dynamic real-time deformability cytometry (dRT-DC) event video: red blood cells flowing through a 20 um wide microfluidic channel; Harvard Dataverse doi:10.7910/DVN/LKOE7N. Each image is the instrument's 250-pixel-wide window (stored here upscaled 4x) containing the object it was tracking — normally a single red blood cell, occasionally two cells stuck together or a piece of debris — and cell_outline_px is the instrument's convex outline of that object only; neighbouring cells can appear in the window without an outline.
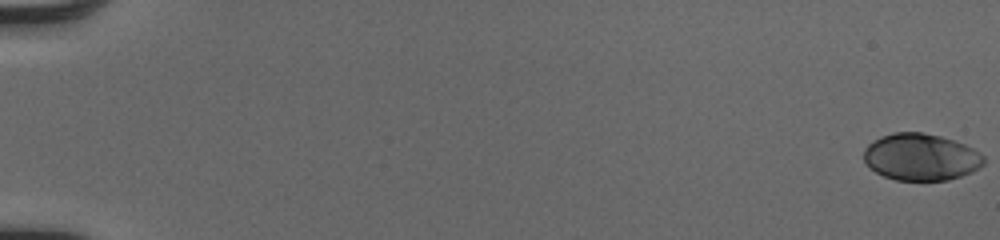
{"species": "human", "species_latin": "Homo sapiens", "temperature_condition": "cold", "stored_images_in_passage": 53, "camera_frame_rate_fps": 3000, "um_per_image_px": 0.085, "donor": {"sex": "male"}, "frame": {"image": 1, "passage_image": 1, "time_ms": 0.0, "image_size_px": [1000, 240], "cell_outline_px": [[984, 164], [980, 168], [972, 172], [948, 180], [896, 180], [884, 176], [876, 172], [864, 160], [864, 148], [868, 144], [880, 136], [892, 132], [924, 132], [940, 136], [964, 144], [980, 152], [984, 156]], "centroid_in_image_um": [78.29, 13.34], "position_along_channel_um": 6.7, "area_um2": 32.83}}
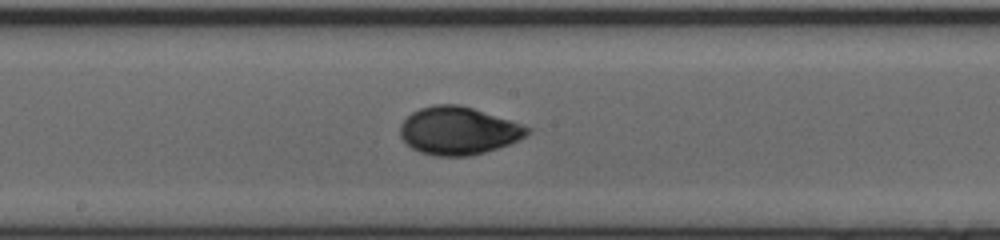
{"frame": {"image": 2, "passage_image": 31, "time_ms": 10.0, "image_size_px": [1000, 240], "cell_outline_px": [[532, 132], [520, 140], [484, 152], [468, 156], [432, 156], [420, 152], [412, 148], [400, 136], [400, 124], [412, 112], [420, 108], [432, 104], [460, 104], [532, 128]], "centroid_in_image_um": [38.95, 11.11], "position_along_channel_um": 209.3, "area_um2": 35.32}}
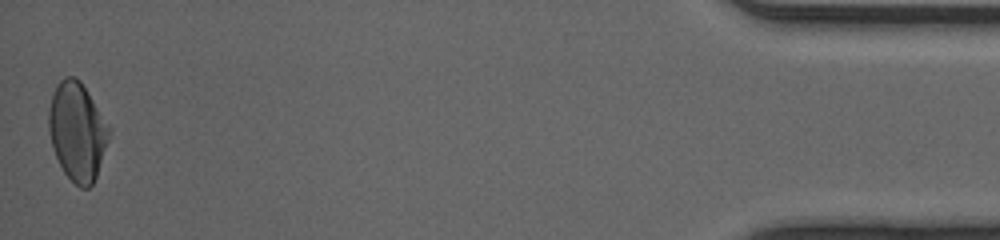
{"frame": {"image": 3, "passage_image": 53, "time_ms": 17.333, "image_size_px": [1000, 240], "cell_outline_px": [[112, 128], [96, 176], [92, 184], [88, 188], [80, 188], [64, 172], [52, 148], [48, 128], [48, 112], [52, 96], [56, 84], [64, 76], [76, 76], [80, 80]], "centroid_in_image_um": [6.57, 11.13], "position_along_channel_um": 428.6, "area_um2": 34.56}, "authors_computed_cell_mechanics": {"area_um2": 33.9286, "velocity_mm_per_s": 4.0975, "shape_relaxation_time_tau1_ms": 3.482, "shape_relaxation_time_tau2_ms": 0.892, "deformation_change_tau1": 0.1468, "deformation_change_tau2": 0.0346}}